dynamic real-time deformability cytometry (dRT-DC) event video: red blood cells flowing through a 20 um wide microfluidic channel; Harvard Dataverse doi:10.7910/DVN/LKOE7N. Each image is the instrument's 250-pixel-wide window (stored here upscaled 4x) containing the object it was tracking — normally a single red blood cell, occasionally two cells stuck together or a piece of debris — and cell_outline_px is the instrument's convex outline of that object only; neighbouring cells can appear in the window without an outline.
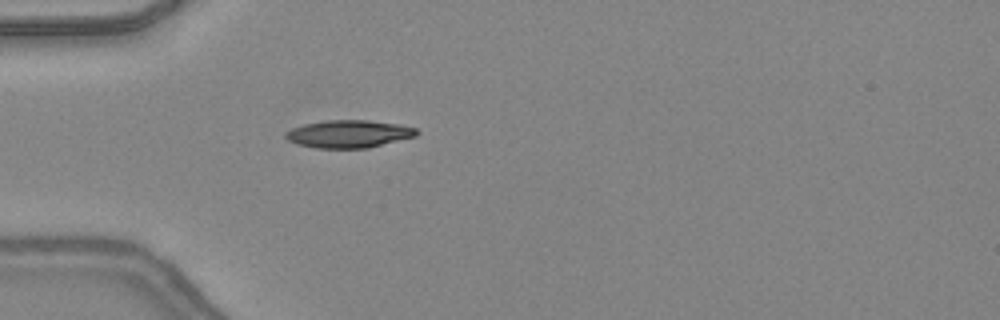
{"species": "common noctule bat (a hibernating species)", "species_latin": "Nyctalus noctula", "temperature_condition": "warm", "stored_images_in_passage": 34, "camera_frame_rate_fps": 3000, "um_per_image_px": 0.085, "animal": {"sex": "female", "body_mass_g": 24.6, "forearm_length_mm": 56.2}, "frame": {"image": 1, "passage_image": 1, "time_ms": 0.0, "image_size_px": [1000, 320], "cell_outline_px": [[420, 132], [416, 136], [368, 148], [316, 148], [296, 144], [288, 140], [284, 136], [284, 132], [292, 128], [304, 124], [324, 120], [368, 120], [396, 124], [416, 128]], "centroid_in_image_um": [29.62, 11.38], "position_along_channel_um": 55.4, "area_um2": 21.15}}
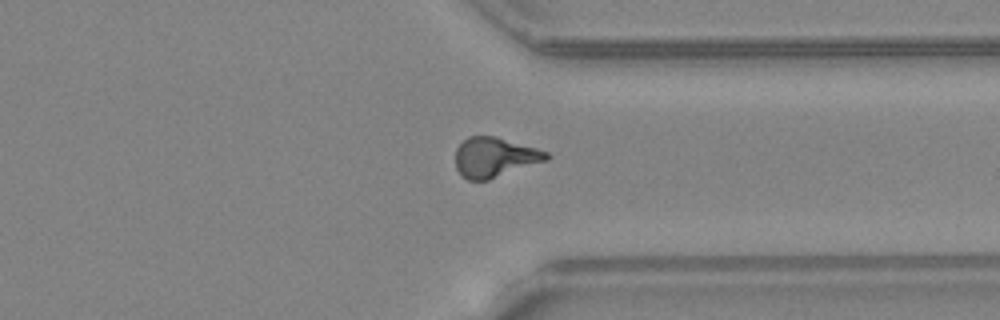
{"frame": {"image": 2, "passage_image": 23, "time_ms": 7.333, "image_size_px": [1000, 320], "cell_outline_px": [[552, 156], [548, 160], [488, 180], [468, 180], [460, 176], [456, 168], [456, 148], [468, 136], [496, 136], [536, 148], [548, 152]], "centroid_in_image_um": [42.05, 13.37], "position_along_channel_um": 369.4, "area_um2": 21.21}}
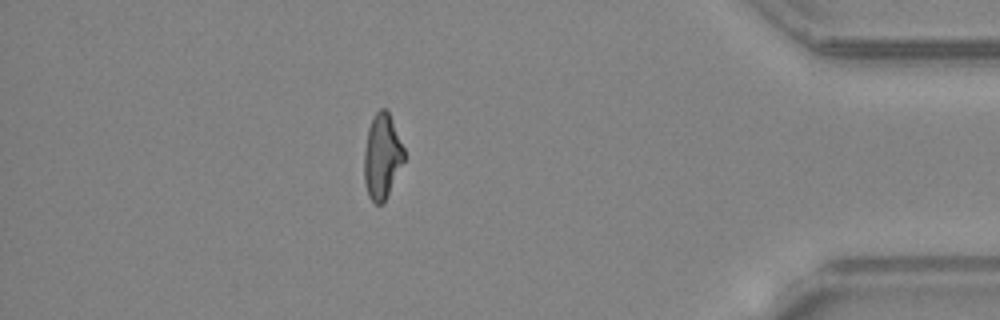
{"frame": {"image": 3, "passage_image": 28, "time_ms": 9.0, "image_size_px": [1000, 320], "cell_outline_px": [[404, 160], [384, 200], [380, 204], [376, 204], [368, 196], [364, 184], [364, 152], [368, 128], [372, 116], [380, 108], [388, 108], [404, 148]], "centroid_in_image_um": [32.46, 13.22], "position_along_channel_um": 402.7, "area_um2": 19.71}, "authors_computed_cell_mechanics": {"area_um2": 20.5479, "velocity_mm_per_s": 4.4034, "shape_relaxation_time_tau1_ms": 5.6689, "shape_relaxation_time_tau2_ms": 1.8722, "deformation_change_tau1": 0.2321, "deformation_change_tau2": 0.1125}}